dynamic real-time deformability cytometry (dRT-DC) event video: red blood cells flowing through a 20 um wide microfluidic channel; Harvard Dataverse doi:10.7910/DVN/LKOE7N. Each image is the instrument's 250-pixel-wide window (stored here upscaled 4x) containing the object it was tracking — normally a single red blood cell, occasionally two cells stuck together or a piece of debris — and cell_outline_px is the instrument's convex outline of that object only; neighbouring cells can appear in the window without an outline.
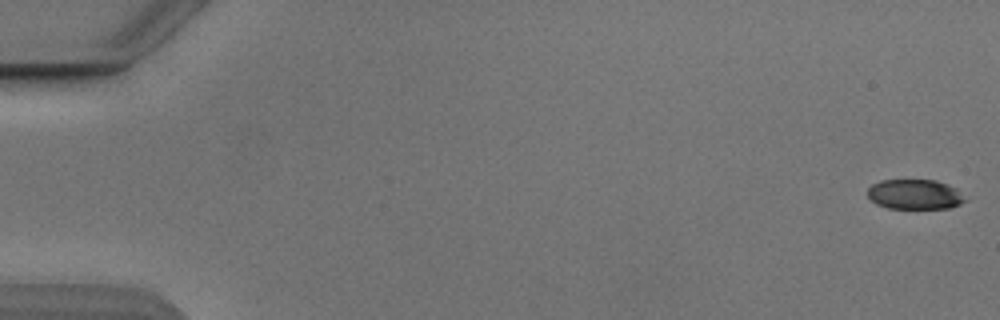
{"species": "Egyptian fruit bat (a non-hibernating species)", "species_latin": "Rousettus aegyptiacus", "temperature_condition": "cold", "stored_images_in_passage": 7, "camera_frame_rate_fps": 3000, "um_per_image_px": 0.085, "animal": {"sex": "male"}, "frame": {"image": 1, "passage_image": 1, "time_ms": 0.0, "image_size_px": [1000, 320], "cell_outline_px": [[968, 200], [960, 204], [948, 208], [888, 208], [876, 204], [868, 196], [868, 188], [872, 184], [880, 180], [936, 180], [948, 184], [956, 188]], "centroid_in_image_um": [77.77, 16.51], "position_along_channel_um": 7.2, "area_um2": 17.05}}